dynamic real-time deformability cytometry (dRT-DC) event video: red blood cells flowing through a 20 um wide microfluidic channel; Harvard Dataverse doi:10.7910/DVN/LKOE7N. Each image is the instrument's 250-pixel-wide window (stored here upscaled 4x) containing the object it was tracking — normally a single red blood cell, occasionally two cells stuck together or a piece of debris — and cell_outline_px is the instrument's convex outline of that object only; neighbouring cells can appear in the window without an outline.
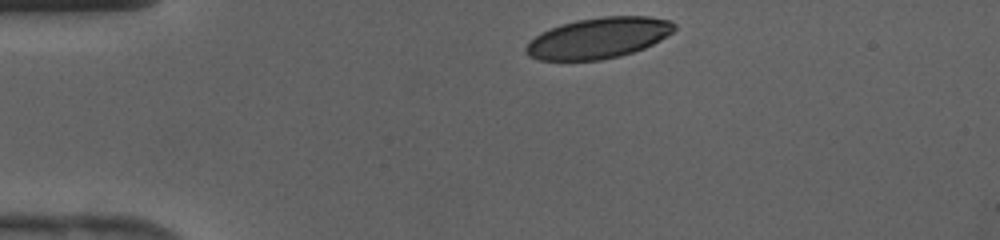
{"species": "human", "species_latin": "Homo sapiens", "temperature_condition": "cold", "stored_images_in_passage": 28, "camera_frame_rate_fps": 3000, "um_per_image_px": 0.085, "donor": {"sex": "female"}, "frame": {"image": 1, "passage_image": 1, "time_ms": 0.0, "image_size_px": [1000, 240], "cell_outline_px": [[676, 28], [672, 32], [660, 40], [644, 48], [620, 56], [600, 60], [540, 60], [528, 56], [524, 52], [524, 48], [528, 40], [540, 32], [576, 20], [600, 16], [648, 16], [668, 20], [676, 24]], "centroid_in_image_um": [50.83, 3.23], "position_along_channel_um": 34.2, "area_um2": 35.37}}
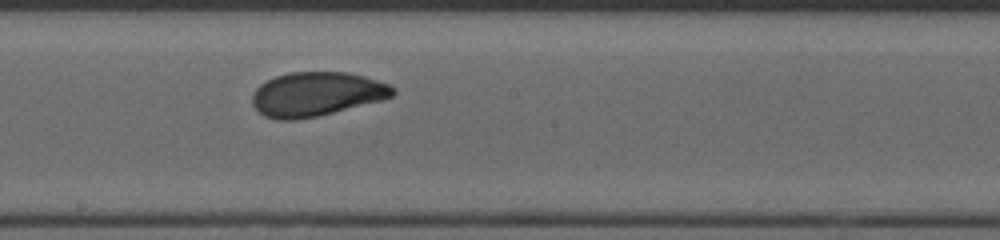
{"frame": {"image": 2, "passage_image": 16, "time_ms": 5.0, "image_size_px": [1000, 240], "cell_outline_px": [[396, 92], [392, 96], [384, 100], [316, 116], [296, 120], [276, 120], [264, 116], [252, 104], [252, 92], [260, 84], [276, 76], [288, 72], [344, 72], [364, 76], [388, 84], [396, 88]], "centroid_in_image_um": [26.89, 8.0], "position_along_channel_um": 221.3, "area_um2": 36.18}}
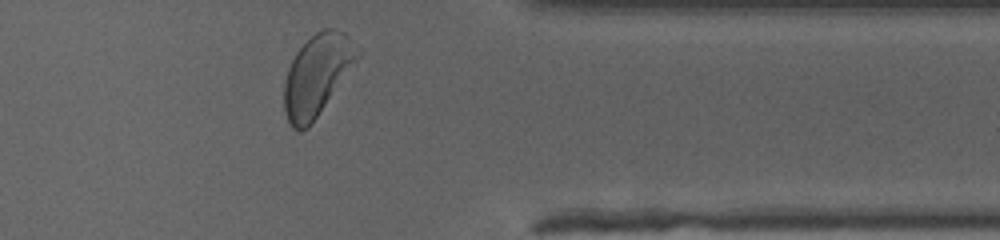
{"frame": {"image": 3, "passage_image": 27, "time_ms": 8.667, "image_size_px": [1000, 240], "cell_outline_px": [[364, 52], [308, 128], [300, 132], [292, 128], [284, 112], [284, 80], [288, 68], [296, 52], [316, 32], [324, 28], [336, 28], [344, 32], [364, 48]], "centroid_in_image_um": [27.0, 6.34], "position_along_channel_um": 384.4, "area_um2": 35.03}}